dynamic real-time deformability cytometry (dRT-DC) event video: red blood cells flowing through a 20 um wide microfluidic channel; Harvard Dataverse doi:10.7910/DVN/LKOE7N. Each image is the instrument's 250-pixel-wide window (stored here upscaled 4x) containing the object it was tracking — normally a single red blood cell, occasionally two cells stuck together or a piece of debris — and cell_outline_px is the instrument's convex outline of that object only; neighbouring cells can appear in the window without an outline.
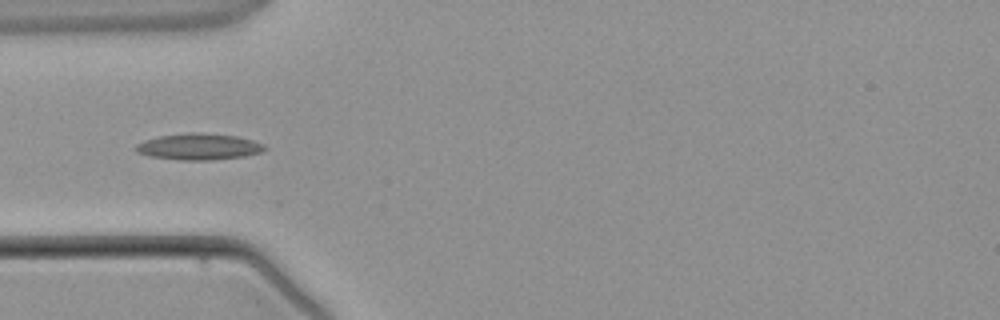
{"species": "common noctule bat (a hibernating species)", "species_latin": "Nyctalus noctula", "temperature_condition": "warm", "stored_images_in_passage": 3, "camera_frame_rate_fps": 3000, "um_per_image_px": 0.085, "animal": {"sex": "male", "body_mass_g": 21.5, "forearm_length_mm": 52.0}, "frame": {"image": 1, "passage_image": 3, "time_ms": 2.667, "image_size_px": [1000, 320], "cell_outline_px": [[268, 148], [260, 152], [244, 156], [212, 160], [180, 160], [148, 156], [136, 152], [136, 144], [144, 140], [160, 136], [188, 132], [200, 132], [236, 136], [252, 140], [264, 144]], "centroid_in_image_um": [16.89, 12.46], "position_along_channel_um": 68.1, "area_um2": 19.83}}